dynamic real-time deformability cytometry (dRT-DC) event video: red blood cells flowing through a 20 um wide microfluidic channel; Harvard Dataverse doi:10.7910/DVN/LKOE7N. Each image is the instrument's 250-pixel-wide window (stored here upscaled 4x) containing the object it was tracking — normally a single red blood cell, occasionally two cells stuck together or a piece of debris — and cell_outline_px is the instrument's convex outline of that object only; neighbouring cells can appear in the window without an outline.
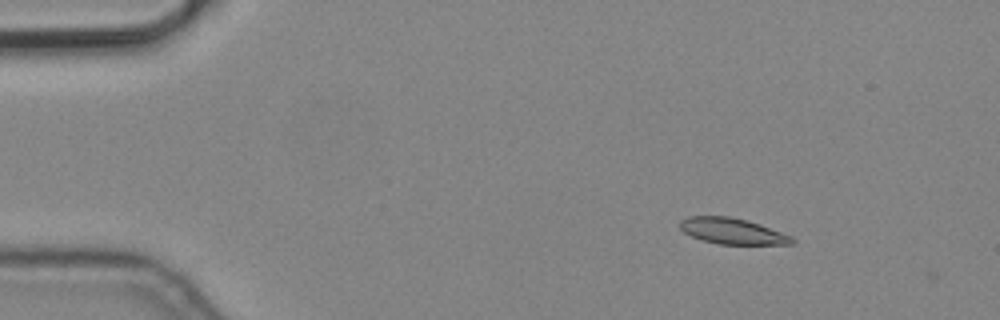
{"species": "common noctule bat (a hibernating species)", "species_latin": "Nyctalus noctula", "temperature_condition": "cold", "stored_images_in_passage": 5, "camera_frame_rate_fps": 3000, "um_per_image_px": 0.085, "animal": {"sex": "male", "body_mass_g": 19.2, "forearm_length_mm": 51.8}, "frame": {"image": 1, "passage_image": 3, "time_ms": 0.667, "image_size_px": [1000, 320], "cell_outline_px": [[796, 244], [720, 244], [704, 240], [692, 236], [684, 232], [680, 228], [680, 220], [688, 216], [728, 216], [760, 224], [792, 236], [796, 240]], "centroid_in_image_um": [62.27, 19.64], "position_along_channel_um": 22.7, "area_um2": 16.82}}